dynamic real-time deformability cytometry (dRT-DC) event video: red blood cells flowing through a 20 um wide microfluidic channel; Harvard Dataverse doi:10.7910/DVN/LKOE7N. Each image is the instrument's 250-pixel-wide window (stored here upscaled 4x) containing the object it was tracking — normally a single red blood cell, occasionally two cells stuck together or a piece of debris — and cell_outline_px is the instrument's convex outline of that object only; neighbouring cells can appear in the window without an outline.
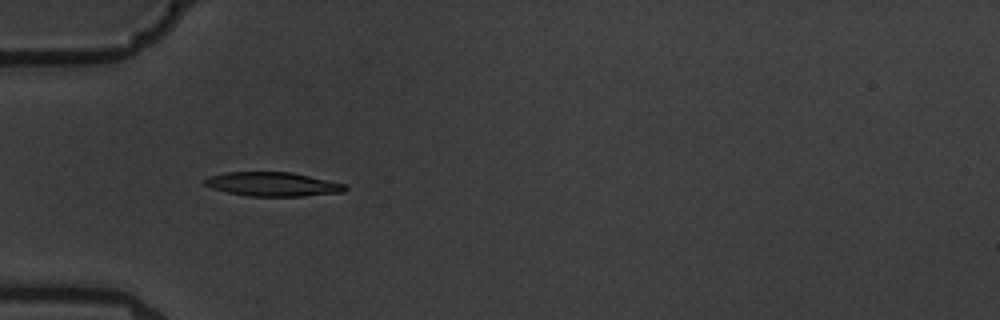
{"species": "common noctule bat (a hibernating species)", "species_latin": "Nyctalus noctula", "temperature_condition": "warm", "stored_images_in_passage": 9, "camera_frame_rate_fps": 3000, "um_per_image_px": 0.085, "animal": {"sex": "male", "body_mass_g": 19.5, "forearm_length_mm": 54.6}, "frame": {"image": 1, "passage_image": 6, "time_ms": 5.667, "image_size_px": [1000, 320], "cell_outline_px": [[348, 188], [344, 192], [304, 196], [248, 196], [228, 192], [212, 188], [204, 184], [204, 180], [208, 176], [224, 172], [292, 172], [344, 184]], "centroid_in_image_um": [23.16, 15.65], "position_along_channel_um": 61.8, "area_um2": 19.59}}
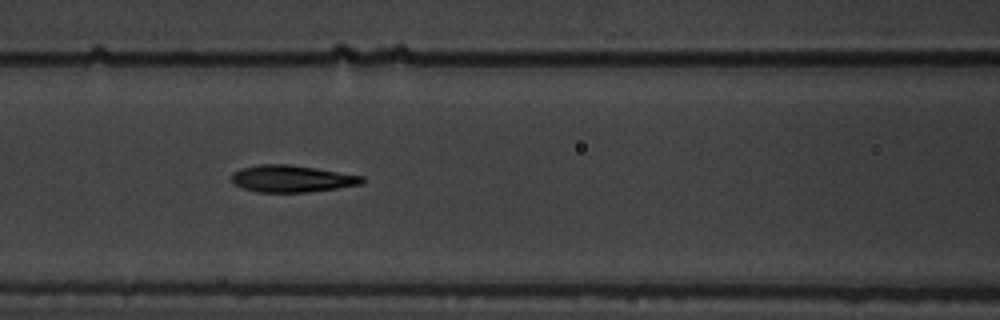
{"frame": {"image": 2, "passage_image": 8, "time_ms": 8.0, "image_size_px": [1000, 320], "cell_outline_px": [[364, 184], [308, 192], [256, 192], [244, 188], [236, 184], [232, 180], [232, 172], [240, 168], [260, 164], [288, 164], [316, 168], [364, 176]], "centroid_in_image_um": [24.82, 15.18], "position_along_channel_um": 141.8, "area_um2": 20.46}}
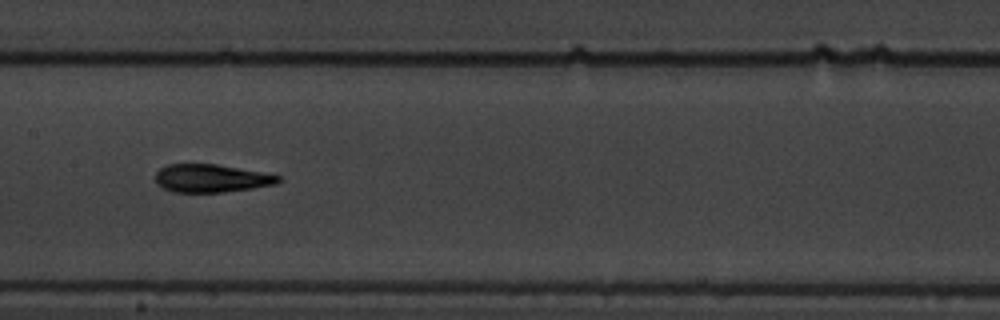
{"frame": {"image": 3, "passage_image": 9, "time_ms": 9.333, "image_size_px": [1000, 320], "cell_outline_px": [[280, 180], [276, 184], [252, 188], [224, 192], [172, 192], [164, 188], [156, 180], [156, 172], [160, 168], [168, 164], [216, 164], [260, 172], [280, 176]], "centroid_in_image_um": [17.94, 15.15], "position_along_channel_um": 189.5, "area_um2": 19.77}}